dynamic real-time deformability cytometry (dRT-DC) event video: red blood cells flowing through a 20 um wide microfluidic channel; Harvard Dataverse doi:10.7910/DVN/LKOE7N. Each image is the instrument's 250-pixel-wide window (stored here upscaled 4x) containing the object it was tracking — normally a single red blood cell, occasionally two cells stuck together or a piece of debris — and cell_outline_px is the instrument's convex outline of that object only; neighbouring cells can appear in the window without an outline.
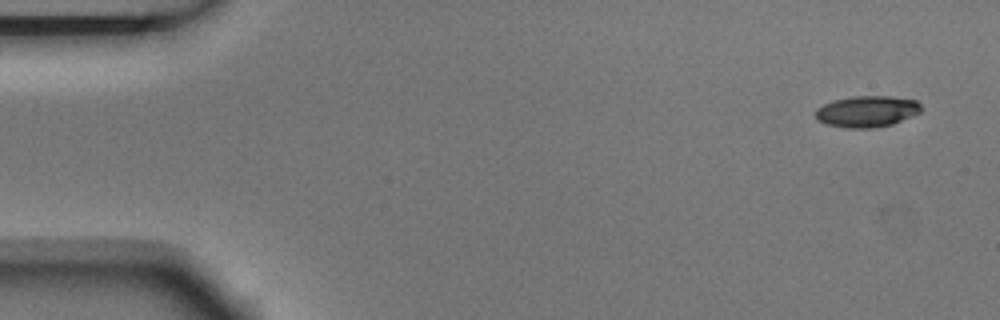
{"species": "Egyptian fruit bat (a non-hibernating species)", "species_latin": "Rousettus aegyptiacus", "temperature_condition": "room temperature", "stored_images_in_passage": 6, "camera_frame_rate_fps": 3000, "um_per_image_px": 0.085, "animal": {"sex": "male"}, "frame": {"image": 1, "passage_image": 1, "time_ms": 0.0, "image_size_px": [1000, 320], "cell_outline_px": [[920, 112], [912, 116], [892, 124], [876, 128], [844, 128], [828, 124], [816, 120], [816, 108], [832, 100], [852, 96], [888, 96], [916, 100], [920, 104]], "centroid_in_image_um": [73.66, 9.47], "position_along_channel_um": 11.3, "area_um2": 19.31}}
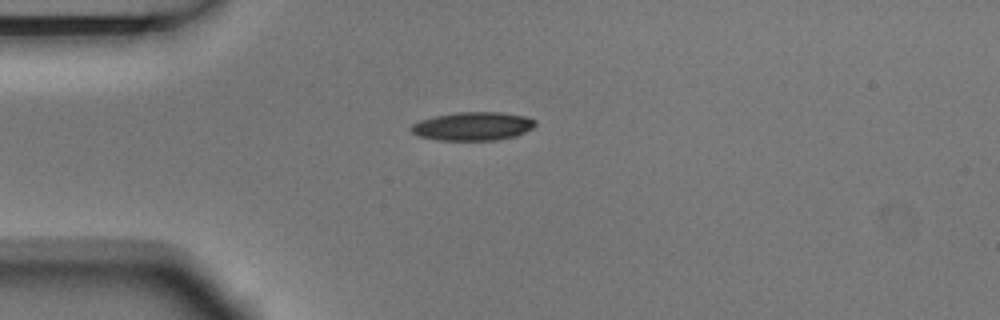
{"frame": {"image": 2, "passage_image": 4, "time_ms": 1.0, "image_size_px": [1000, 320], "cell_outline_px": [[536, 124], [532, 128], [516, 136], [500, 140], [436, 140], [420, 136], [412, 132], [412, 124], [420, 120], [432, 116], [456, 112], [500, 112], [528, 116], [536, 120]], "centroid_in_image_um": [40.22, 10.72], "position_along_channel_um": 44.8, "area_um2": 20.75}}
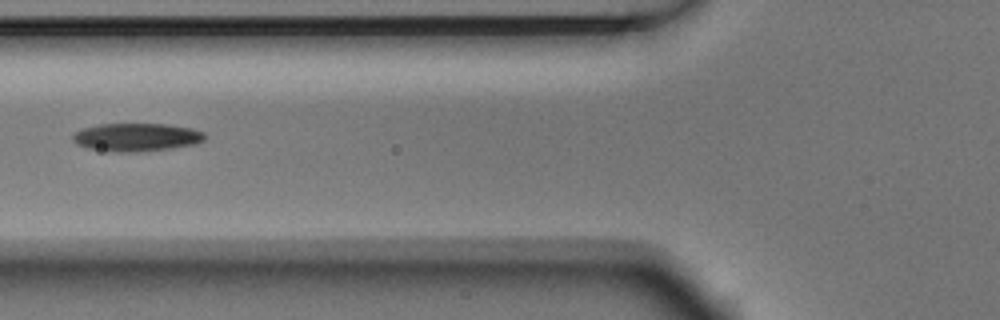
{"frame": {"image": 3, "passage_image": 6, "time_ms": 1.667, "image_size_px": [1000, 320], "cell_outline_px": [[204, 140], [196, 144], [172, 148], [136, 152], [116, 152], [88, 148], [76, 144], [72, 140], [72, 136], [76, 132], [84, 128], [96, 124], [164, 124], [192, 128], [204, 132]], "centroid_in_image_um": [11.59, 11.66], "position_along_channel_um": 114.2, "area_um2": 21.62}}